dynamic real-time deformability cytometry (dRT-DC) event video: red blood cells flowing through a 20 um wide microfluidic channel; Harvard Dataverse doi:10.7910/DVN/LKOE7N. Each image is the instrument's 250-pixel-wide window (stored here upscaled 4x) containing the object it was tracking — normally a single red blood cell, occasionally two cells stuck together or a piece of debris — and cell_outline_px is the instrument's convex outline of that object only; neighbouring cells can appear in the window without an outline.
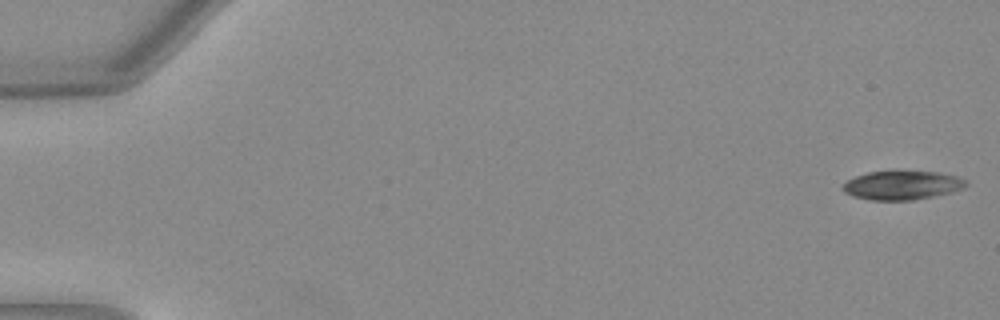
{"species": "Egyptian fruit bat (a non-hibernating species)", "species_latin": "Rousettus aegyptiacus", "temperature_condition": "warm", "stored_images_in_passage": 51, "camera_frame_rate_fps": 3000, "um_per_image_px": 0.085, "animal": {"sex": "female"}, "frame": {"image": 1, "passage_image": 1, "time_ms": 0.0, "image_size_px": [1000, 320], "cell_outline_px": [[968, 184], [964, 188], [952, 192], [912, 200], [872, 200], [852, 196], [844, 192], [840, 188], [848, 180], [856, 176], [868, 172], [940, 172], [956, 176], [964, 180]], "centroid_in_image_um": [76.66, 15.76], "position_along_channel_um": 8.3, "area_um2": 20.46}}
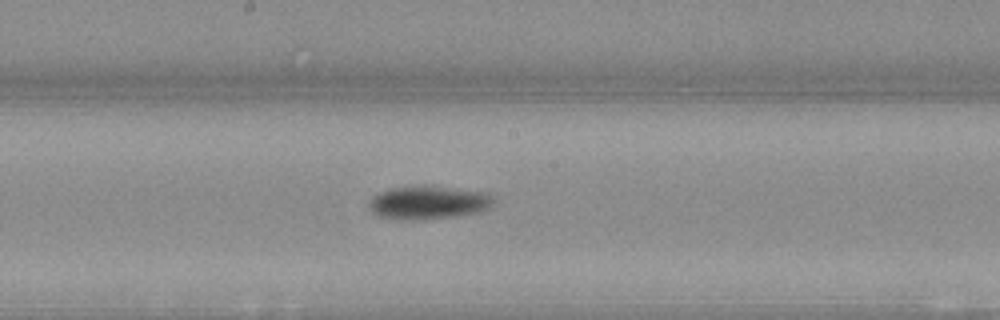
{"frame": {"image": 2, "passage_image": 28, "time_ms": 9.0, "image_size_px": [1000, 320], "cell_outline_px": [[492, 204], [488, 208], [480, 212], [456, 216], [420, 220], [396, 220], [376, 216], [372, 212], [368, 204], [372, 196], [380, 192], [392, 188], [416, 184], [428, 184], [488, 192], [492, 196]], "centroid_in_image_um": [36.38, 17.2], "position_along_channel_um": 211.8, "area_um2": 24.97}}
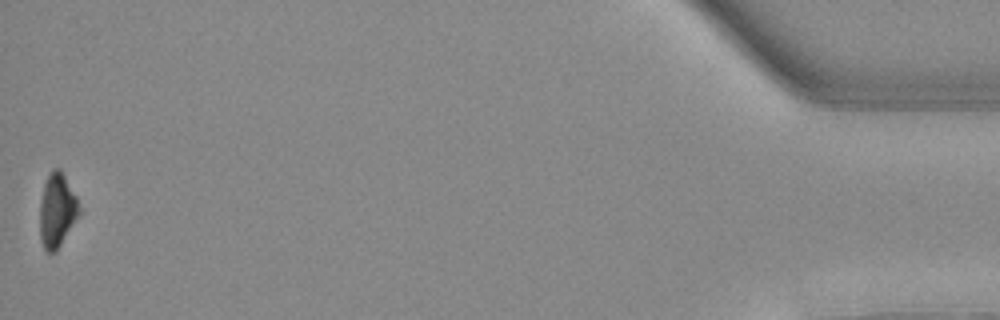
{"frame": {"image": 3, "passage_image": 51, "time_ms": 16.667, "image_size_px": [1000, 320], "cell_outline_px": [[80, 212], [56, 252], [44, 252], [40, 236], [40, 200], [44, 184], [52, 168], [60, 168], [76, 196], [80, 208]], "centroid_in_image_um": [4.83, 17.88], "position_along_channel_um": 430.4, "area_um2": 16.82}, "authors_computed_cell_mechanics": {"area_um2": 21.1548, "velocity_mm_per_s": 4.0341, "shape_relaxation_time_tau1_ms": 2.0351, "shape_relaxation_time_tau2_ms": null, "deformation_change_tau1": 0.1247, "deformation_change_tau2": null}}